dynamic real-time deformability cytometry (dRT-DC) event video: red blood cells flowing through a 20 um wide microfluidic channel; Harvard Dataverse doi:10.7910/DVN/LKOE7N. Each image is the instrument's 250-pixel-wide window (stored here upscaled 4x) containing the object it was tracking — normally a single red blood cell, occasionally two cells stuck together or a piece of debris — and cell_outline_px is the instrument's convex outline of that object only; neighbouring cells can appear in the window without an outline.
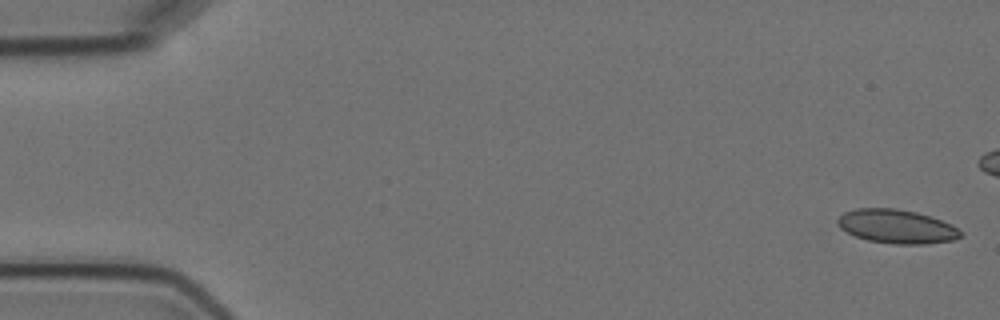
{"species": "Egyptian fruit bat (a non-hibernating species)", "species_latin": "Rousettus aegyptiacus", "temperature_condition": "cold", "stored_images_in_passage": 12, "camera_frame_rate_fps": 3000, "um_per_image_px": 0.085, "animal": {"sex": "female"}, "frame": {"image": 1, "passage_image": 1, "time_ms": 0.0, "image_size_px": [1000, 320], "cell_outline_px": [[964, 236], [952, 240], [928, 244], [892, 244], [868, 240], [856, 236], [840, 228], [836, 224], [836, 220], [844, 212], [856, 208], [896, 208], [916, 212], [932, 216], [952, 224], [964, 232]], "centroid_in_image_um": [76.26, 19.25], "position_along_channel_um": 8.7, "area_um2": 24.57}}
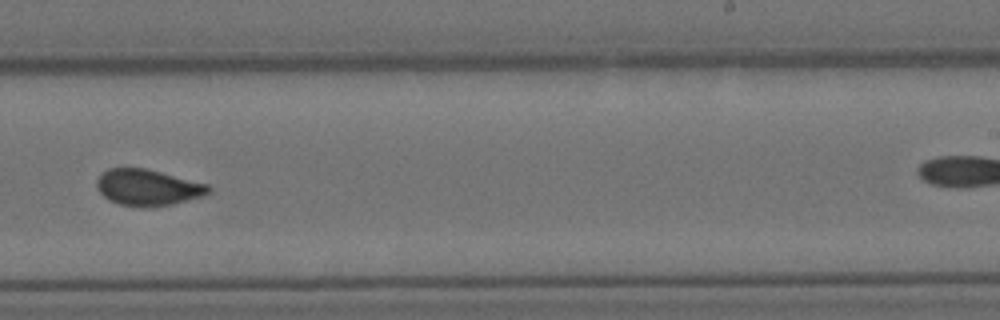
{"frame": {"image": 2, "passage_image": 10, "time_ms": 11.333, "image_size_px": [1000, 320], "cell_outline_px": [[212, 192], [204, 196], [172, 204], [120, 204], [108, 200], [100, 192], [96, 184], [96, 180], [108, 168], [144, 168], [208, 184], [212, 188]], "centroid_in_image_um": [12.59, 15.9], "position_along_channel_um": 276.4, "area_um2": 22.83}}
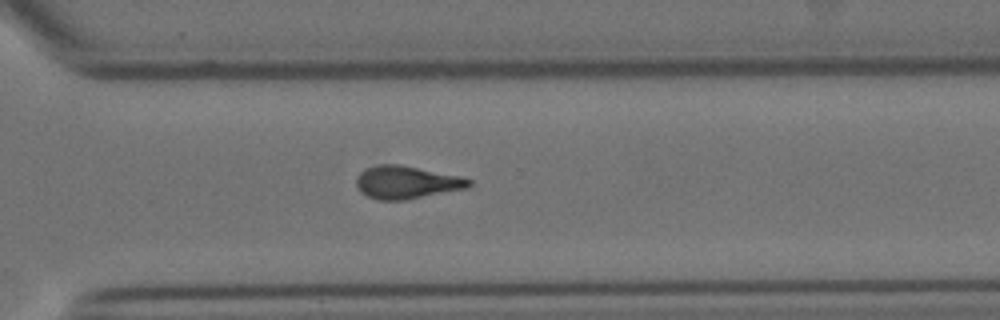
{"frame": {"image": 3, "passage_image": 12, "time_ms": 15.0, "image_size_px": [1000, 320], "cell_outline_px": [[472, 184], [468, 188], [404, 200], [380, 200], [368, 196], [360, 192], [356, 184], [356, 176], [364, 168], [376, 164], [400, 164], [460, 176], [472, 180]], "centroid_in_image_um": [34.54, 15.48], "position_along_channel_um": 336.1, "area_um2": 21.68}}